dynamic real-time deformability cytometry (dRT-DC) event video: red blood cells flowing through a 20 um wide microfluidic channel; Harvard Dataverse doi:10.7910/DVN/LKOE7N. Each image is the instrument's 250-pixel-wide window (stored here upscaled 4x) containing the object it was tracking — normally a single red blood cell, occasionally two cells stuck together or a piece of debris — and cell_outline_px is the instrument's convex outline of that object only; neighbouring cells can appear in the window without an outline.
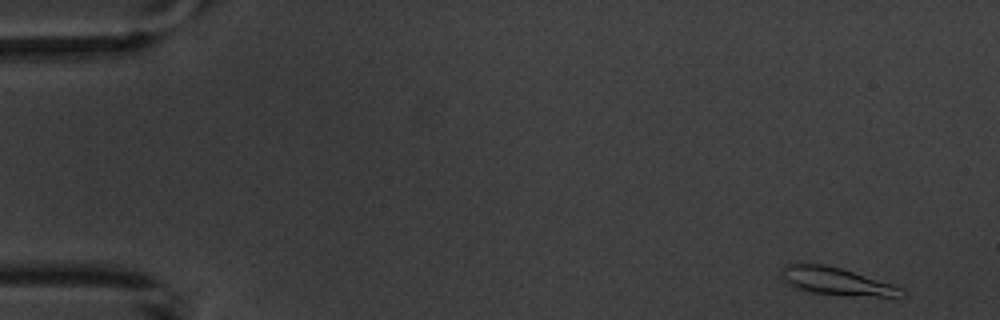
{"species": "common noctule bat (a hibernating species)", "species_latin": "Nyctalus noctula", "temperature_condition": "warm", "stored_images_in_passage": 6, "camera_frame_rate_fps": 3000, "um_per_image_px": 0.085, "animal": {"sex": "male", "body_mass_g": 20.1, "forearm_length_mm": 53.5}, "frame": {"image": 1, "passage_image": 1, "time_ms": 0.0, "image_size_px": [1000, 320], "cell_outline_px": [[908, 296], [876, 296], [812, 292], [796, 288], [788, 284], [784, 280], [784, 264], [824, 264], [840, 268], [892, 284], [900, 288]], "centroid_in_image_um": [71.11, 23.9], "position_along_channel_um": 13.9, "area_um2": 18.44}}